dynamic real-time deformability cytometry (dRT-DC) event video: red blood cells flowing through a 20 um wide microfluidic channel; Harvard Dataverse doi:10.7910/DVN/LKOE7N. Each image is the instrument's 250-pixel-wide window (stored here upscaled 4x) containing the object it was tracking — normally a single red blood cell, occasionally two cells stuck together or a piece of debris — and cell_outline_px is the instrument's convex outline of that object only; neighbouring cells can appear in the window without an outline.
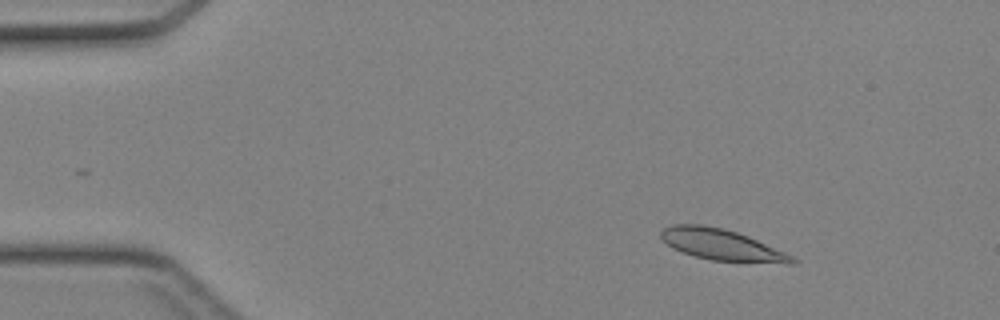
{"species": "Egyptian fruit bat (a non-hibernating species)", "species_latin": "Rousettus aegyptiacus", "temperature_condition": "cold", "stored_images_in_passage": 44, "camera_frame_rate_fps": 3000, "um_per_image_px": 0.085, "animal": {"sex": "female"}, "frame": {"image": 1, "passage_image": 6, "time_ms": 1.667, "image_size_px": [1000, 320], "cell_outline_px": [[800, 260], [796, 264], [788, 264], [712, 260], [696, 256], [672, 248], [660, 236], [660, 232], [664, 228], [672, 224], [704, 224], [724, 228], [748, 236], [784, 252]], "centroid_in_image_um": [61.37, 20.8], "position_along_channel_um": 23.6, "area_um2": 23.76}}
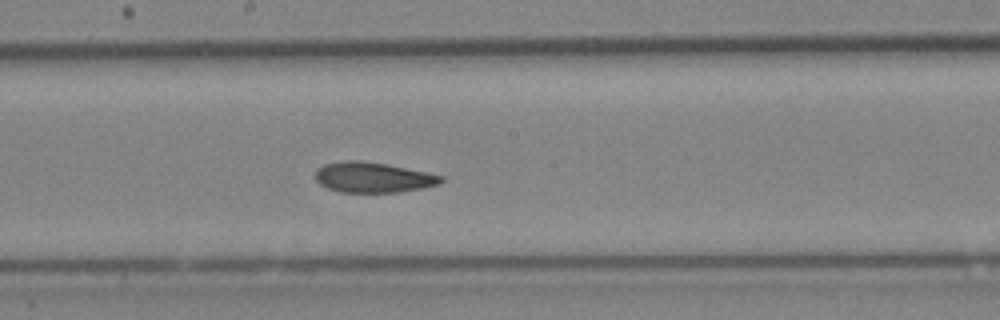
{"frame": {"image": 2, "passage_image": 24, "time_ms": 7.667, "image_size_px": [1000, 320], "cell_outline_px": [[444, 180], [440, 184], [400, 192], [340, 192], [328, 188], [320, 184], [316, 180], [316, 168], [324, 164], [348, 160], [360, 160], [384, 164], [428, 172], [444, 176]], "centroid_in_image_um": [31.71, 15.08], "position_along_channel_um": 216.5, "area_um2": 22.14}}
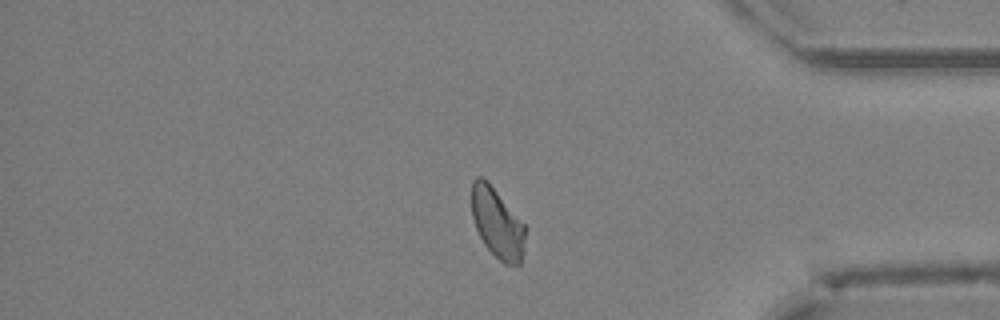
{"frame": {"image": 3, "passage_image": 37, "time_ms": 12.0, "image_size_px": [1000, 320], "cell_outline_px": [[528, 228], [524, 252], [520, 264], [504, 264], [484, 244], [476, 228], [472, 216], [472, 180], [476, 176], [480, 176], [488, 180]], "centroid_in_image_um": [42.3, 18.95], "position_along_channel_um": 392.9, "area_um2": 22.2}}